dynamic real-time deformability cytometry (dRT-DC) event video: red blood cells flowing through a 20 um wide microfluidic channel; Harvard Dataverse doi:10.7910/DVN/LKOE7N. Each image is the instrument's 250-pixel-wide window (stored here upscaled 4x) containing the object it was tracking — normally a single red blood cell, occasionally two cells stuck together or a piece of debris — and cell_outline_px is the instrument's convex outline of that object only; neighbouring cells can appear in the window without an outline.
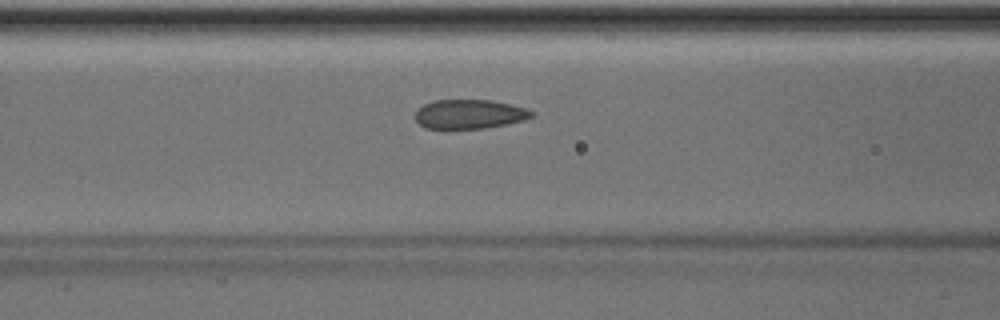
{"species": "Egyptian fruit bat (a non-hibernating species)", "species_latin": "Rousettus aegyptiacus", "temperature_condition": "room temperature", "stored_images_in_passage": 15, "camera_frame_rate_fps": 3000, "um_per_image_px": 0.085, "animal": {"sex": "male"}, "frame": {"image": 1, "passage_image": 13, "time_ms": 4.0, "image_size_px": [1000, 320], "cell_outline_px": [[536, 116], [524, 120], [508, 124], [484, 128], [424, 128], [416, 120], [416, 108], [432, 100], [492, 100], [512, 104], [536, 112]], "centroid_in_image_um": [39.94, 9.69], "position_along_channel_um": 126.7, "area_um2": 20.0}}